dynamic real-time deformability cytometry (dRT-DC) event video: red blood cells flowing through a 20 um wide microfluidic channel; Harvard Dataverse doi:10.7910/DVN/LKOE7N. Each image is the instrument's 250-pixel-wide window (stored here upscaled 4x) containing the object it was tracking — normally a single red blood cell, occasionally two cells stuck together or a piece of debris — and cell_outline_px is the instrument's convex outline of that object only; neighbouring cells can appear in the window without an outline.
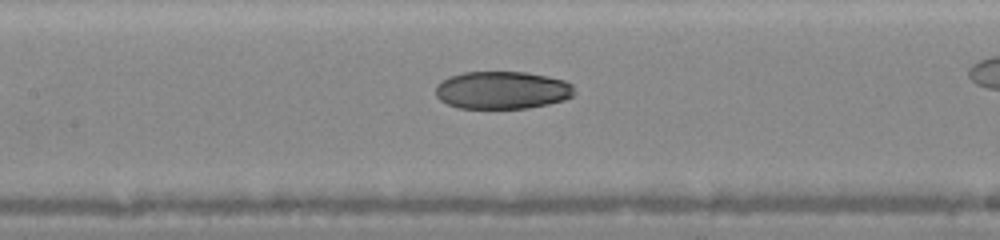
{"species": "human", "species_latin": "Homo sapiens", "temperature_condition": "warm", "stored_images_in_passage": 27, "camera_frame_rate_fps": 3000, "um_per_image_px": 0.085, "donor": {"sex": "female"}, "frame": {"image": 1, "passage_image": 12, "time_ms": 3.667, "image_size_px": [1000, 240], "cell_outline_px": [[576, 92], [572, 96], [564, 100], [548, 104], [528, 108], [460, 108], [448, 104], [440, 100], [436, 96], [436, 84], [440, 80], [448, 76], [464, 72], [524, 72], [564, 80], [572, 84]], "centroid_in_image_um": [42.67, 7.66], "position_along_channel_um": 164.7, "area_um2": 30.58}}